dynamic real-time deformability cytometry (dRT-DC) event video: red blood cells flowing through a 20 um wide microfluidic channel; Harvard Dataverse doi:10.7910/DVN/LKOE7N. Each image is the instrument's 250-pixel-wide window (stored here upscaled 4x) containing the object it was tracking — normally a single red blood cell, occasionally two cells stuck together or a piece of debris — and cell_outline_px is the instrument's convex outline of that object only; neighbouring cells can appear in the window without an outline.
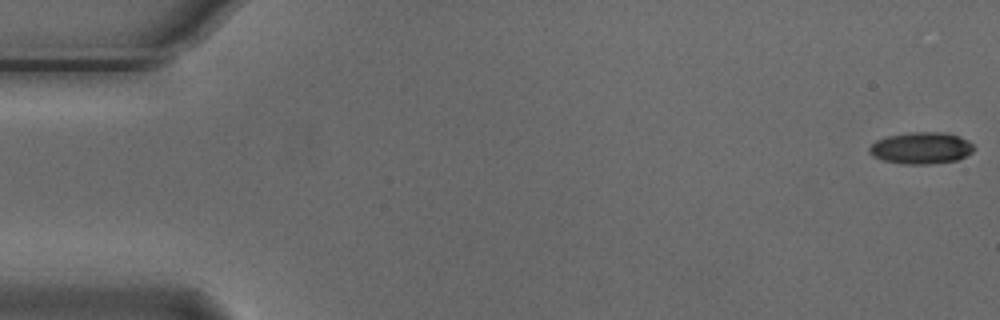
{"species": "Egyptian fruit bat (a non-hibernating species)", "species_latin": "Rousettus aegyptiacus", "temperature_condition": "cold", "stored_images_in_passage": 6, "camera_frame_rate_fps": 3000, "um_per_image_px": 0.085, "animal": {"sex": "male"}, "frame": {"image": 1, "passage_image": 1, "time_ms": 0.0, "image_size_px": [1000, 320], "cell_outline_px": [[976, 148], [972, 152], [956, 160], [928, 164], [904, 164], [884, 160], [872, 156], [868, 152], [868, 148], [876, 140], [888, 136], [908, 132], [948, 132], [968, 140]], "centroid_in_image_um": [78.29, 12.57], "position_along_channel_um": 6.7, "area_um2": 19.36}}
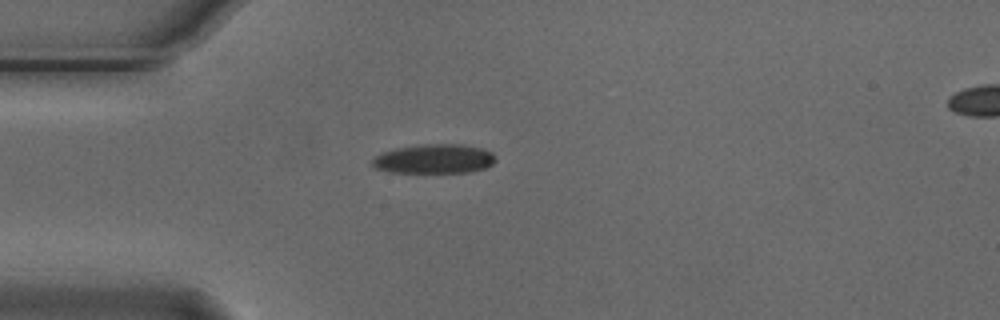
{"frame": {"image": 2, "passage_image": 5, "time_ms": 1.333, "image_size_px": [1000, 320], "cell_outline_px": [[496, 160], [492, 164], [484, 168], [472, 172], [392, 172], [376, 168], [372, 164], [372, 160], [380, 152], [396, 148], [424, 144], [460, 144], [480, 148], [492, 152], [496, 156]], "centroid_in_image_um": [36.92, 13.5], "position_along_channel_um": 48.1, "area_um2": 20.98}}